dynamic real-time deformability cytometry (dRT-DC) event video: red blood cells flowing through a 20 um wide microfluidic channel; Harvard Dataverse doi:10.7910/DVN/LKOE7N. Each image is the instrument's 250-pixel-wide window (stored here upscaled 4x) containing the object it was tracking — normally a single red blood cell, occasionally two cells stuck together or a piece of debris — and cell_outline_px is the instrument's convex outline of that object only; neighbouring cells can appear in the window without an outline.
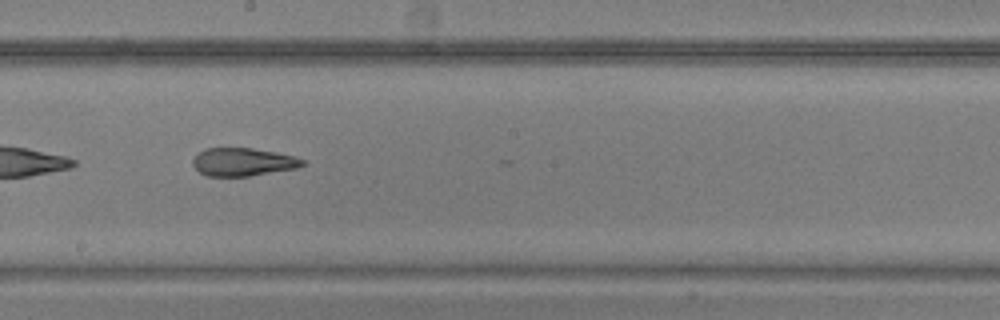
{"species": "common noctule bat (a hibernating species)", "species_latin": "Nyctalus noctula", "temperature_condition": "warm", "stored_images_in_passage": 47, "camera_frame_rate_fps": 3000, "um_per_image_px": 0.085, "animal": {"sex": "male", "body_mass_g": 20.5, "forearm_length_mm": 52.5}, "frame": {"image": 1, "passage_image": 27, "time_ms": 8.667, "image_size_px": [1000, 320], "cell_outline_px": [[304, 164], [296, 168], [248, 176], [208, 176], [200, 172], [192, 164], [192, 160], [204, 148], [252, 148], [276, 152], [292, 156], [304, 160]], "centroid_in_image_um": [20.63, 13.76], "position_along_channel_um": 227.6, "area_um2": 17.69}}